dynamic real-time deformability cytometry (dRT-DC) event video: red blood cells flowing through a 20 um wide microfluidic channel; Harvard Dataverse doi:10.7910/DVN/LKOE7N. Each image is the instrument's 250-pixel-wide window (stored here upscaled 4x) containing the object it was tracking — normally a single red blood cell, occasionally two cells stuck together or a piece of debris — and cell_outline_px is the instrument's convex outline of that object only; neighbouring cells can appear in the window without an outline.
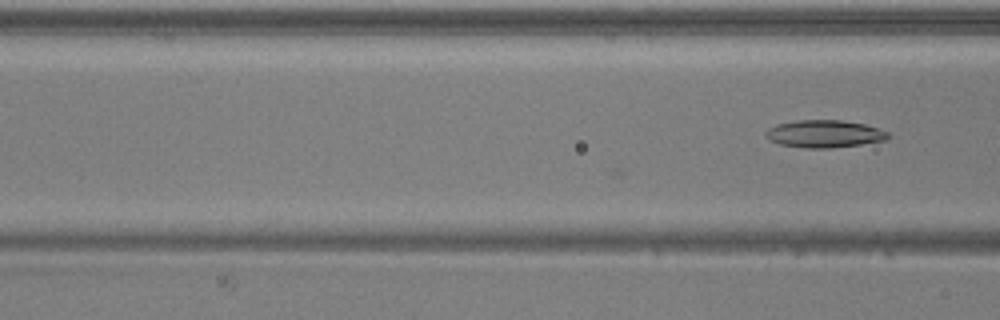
{"species": "common noctule bat (a hibernating species)", "species_latin": "Nyctalus noctula", "temperature_condition": "warm", "stored_images_in_passage": 5, "camera_frame_rate_fps": 3000, "um_per_image_px": 0.085, "animal": {"sex": "male", "body_mass_g": 20.5, "forearm_length_mm": 52.5}, "frame": {"image": 1, "passage_image": 5, "time_ms": 1.333, "image_size_px": [1000, 320], "cell_outline_px": [[888, 140], [832, 148], [804, 148], [780, 144], [764, 136], [764, 132], [768, 128], [776, 124], [796, 120], [840, 120], [864, 124], [888, 132]], "centroid_in_image_um": [70.04, 11.37], "position_along_channel_um": 96.6, "area_um2": 19.54}}